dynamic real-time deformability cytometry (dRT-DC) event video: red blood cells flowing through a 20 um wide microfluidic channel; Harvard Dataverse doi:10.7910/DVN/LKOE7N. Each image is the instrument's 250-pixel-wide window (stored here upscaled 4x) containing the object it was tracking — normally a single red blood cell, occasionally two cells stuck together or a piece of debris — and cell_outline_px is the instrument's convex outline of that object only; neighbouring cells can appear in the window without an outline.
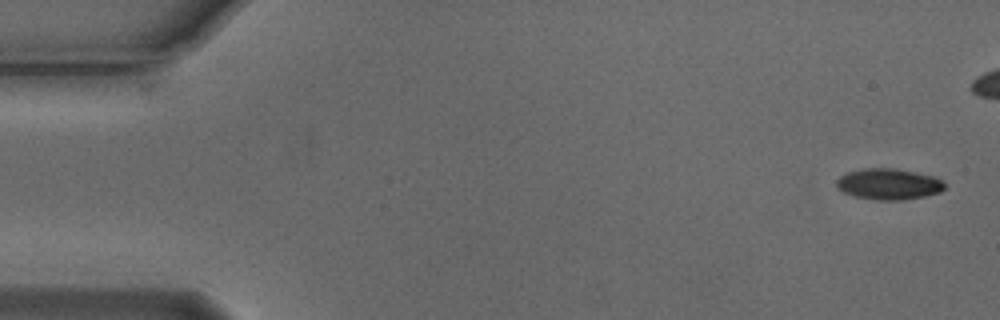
{"species": "Egyptian fruit bat (a non-hibernating species)", "species_latin": "Rousettus aegyptiacus", "temperature_condition": "cold", "stored_images_in_passage": 44, "camera_frame_rate_fps": 3000, "um_per_image_px": 0.085, "animal": {"sex": "male"}, "frame": {"image": 1, "passage_image": 1, "time_ms": 0.0, "image_size_px": [1000, 320], "cell_outline_px": [[944, 188], [940, 192], [924, 196], [904, 200], [880, 200], [856, 196], [844, 192], [836, 188], [836, 180], [840, 176], [848, 172], [864, 168], [896, 168], [916, 172], [932, 176], [940, 180], [944, 184]], "centroid_in_image_um": [75.51, 15.64], "position_along_channel_um": 9.5, "area_um2": 19.42}}
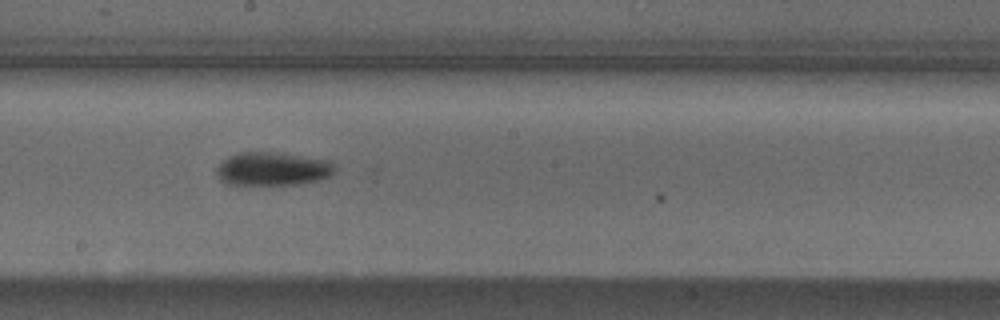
{"frame": {"image": 2, "passage_image": 29, "time_ms": 9.333, "image_size_px": [1000, 320], "cell_outline_px": [[336, 168], [328, 176], [320, 180], [300, 184], [228, 184], [220, 180], [216, 176], [216, 168], [220, 160], [236, 152], [276, 152], [332, 160]], "centroid_in_image_um": [23.14, 14.33], "position_along_channel_um": 225.1, "area_um2": 23.35}}
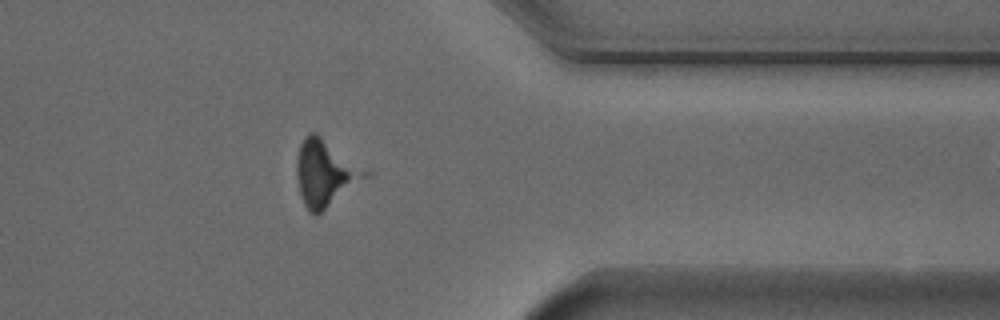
{"frame": {"image": 3, "passage_image": 43, "time_ms": 14.0, "image_size_px": [1000, 320], "cell_outline_px": [[356, 176], [316, 216], [308, 212], [304, 204], [300, 192], [296, 176], [296, 160], [300, 144], [304, 136], [308, 132], [316, 132], [320, 136]], "centroid_in_image_um": [27.19, 14.72], "position_along_channel_um": 384.2, "area_um2": 21.68}}